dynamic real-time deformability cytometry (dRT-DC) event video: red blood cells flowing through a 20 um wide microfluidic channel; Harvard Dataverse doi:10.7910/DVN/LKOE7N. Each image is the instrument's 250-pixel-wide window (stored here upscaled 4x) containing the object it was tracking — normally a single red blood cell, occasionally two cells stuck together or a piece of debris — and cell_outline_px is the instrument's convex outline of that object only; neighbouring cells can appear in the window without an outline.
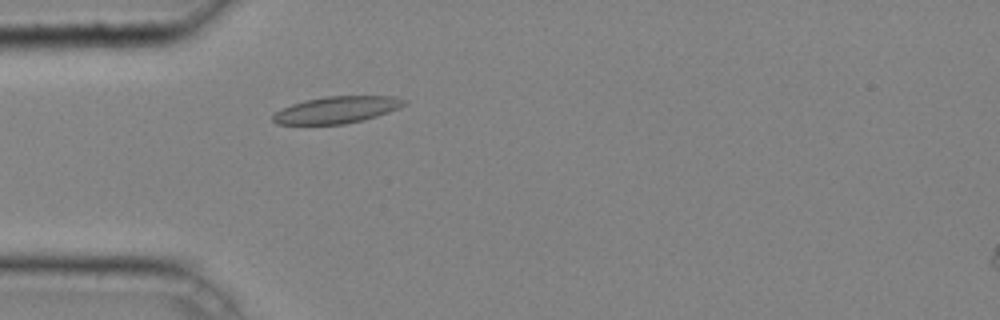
{"species": "common noctule bat (a hibernating species)", "species_latin": "Nyctalus noctula", "temperature_condition": "cold", "stored_images_in_passage": 29, "camera_frame_rate_fps": 3000, "um_per_image_px": 0.085, "animal": {"sex": "male", "body_mass_g": 20.4}, "frame": {"image": 1, "passage_image": 2, "time_ms": 0.333, "image_size_px": [1000, 320], "cell_outline_px": [[408, 104], [400, 108], [364, 120], [344, 124], [276, 124], [272, 120], [272, 116], [280, 108], [304, 100], [328, 96], [392, 96], [408, 100]], "centroid_in_image_um": [28.64, 9.33], "position_along_channel_um": 56.4, "area_um2": 20.63}}
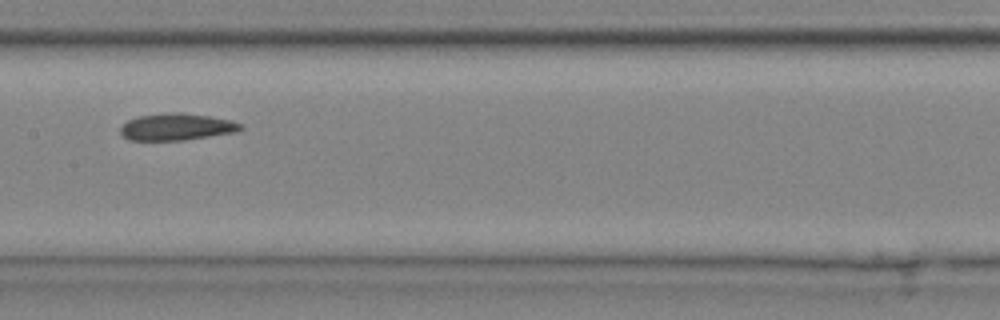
{"frame": {"image": 2, "passage_image": 12, "time_ms": 3.667, "image_size_px": [1000, 320], "cell_outline_px": [[244, 128], [236, 132], [184, 140], [128, 140], [120, 132], [120, 128], [128, 120], [140, 116], [172, 112], [180, 112], [208, 116], [232, 120], [240, 124]], "centroid_in_image_um": [15.02, 10.79], "position_along_channel_um": 192.4, "area_um2": 18.67}}
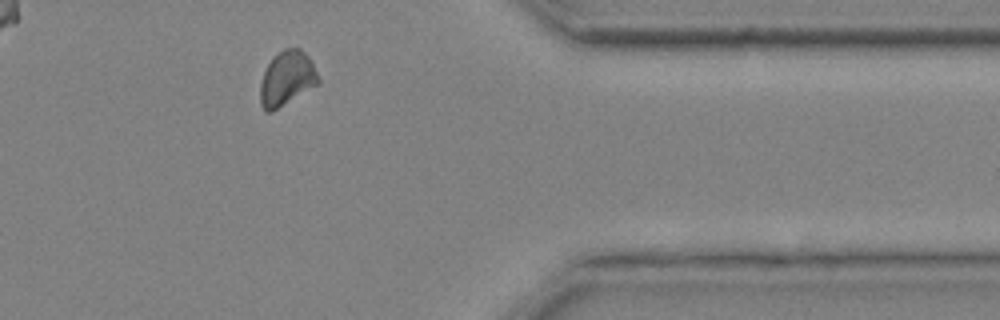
{"frame": {"image": 3, "passage_image": 27, "time_ms": 8.667, "image_size_px": [1000, 320], "cell_outline_px": [[320, 84], [272, 112], [264, 112], [260, 104], [260, 84], [264, 72], [268, 64], [284, 48], [300, 48], [308, 56], [320, 80]], "centroid_in_image_um": [24.38, 6.71], "position_along_channel_um": 387.0, "area_um2": 18.44}, "authors_computed_cell_mechanics": {"area_um2": 18.9584, "velocity_mm_per_s": 4.2338, "shape_relaxation_time_tau1_ms": null, "shape_relaxation_time_tau2_ms": 5.5443, "deformation_change_tau1": null, "deformation_change_tau2": 0.105}}